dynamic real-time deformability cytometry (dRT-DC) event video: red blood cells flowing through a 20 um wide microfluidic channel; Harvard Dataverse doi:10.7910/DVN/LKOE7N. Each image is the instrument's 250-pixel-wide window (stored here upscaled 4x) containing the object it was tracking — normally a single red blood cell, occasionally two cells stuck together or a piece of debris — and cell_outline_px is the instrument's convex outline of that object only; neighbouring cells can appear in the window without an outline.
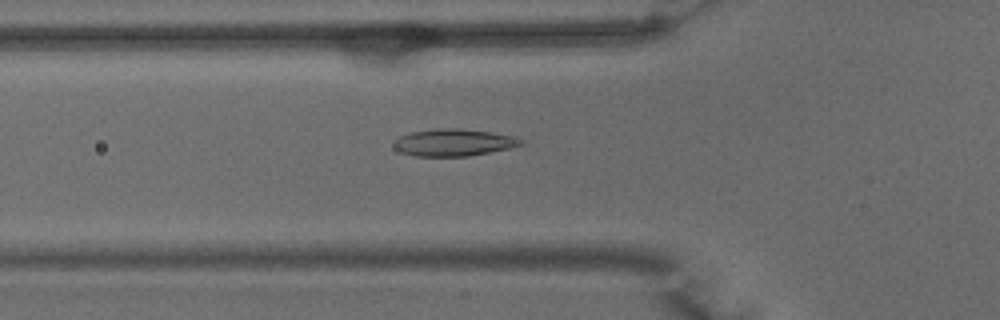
{"species": "common noctule bat (a hibernating species)", "species_latin": "Nyctalus noctula", "temperature_condition": "warm", "stored_images_in_passage": 51, "camera_frame_rate_fps": 3000, "um_per_image_px": 0.085, "animal": {"sex": "male", "body_mass_g": 15.6}, "frame": {"image": 1, "passage_image": 17, "time_ms": 5.333, "image_size_px": [1000, 320], "cell_outline_px": [[524, 144], [508, 148], [468, 156], [416, 156], [400, 152], [392, 144], [392, 140], [400, 136], [412, 132], [444, 128], [456, 128], [488, 132], [512, 136], [524, 140]], "centroid_in_image_um": [38.52, 12.12], "position_along_channel_um": 87.3, "area_um2": 19.77}}
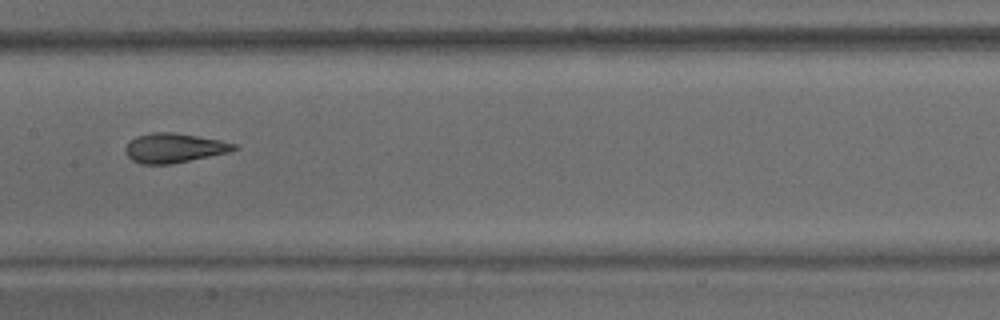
{"frame": {"image": 2, "passage_image": 25, "time_ms": 8.0, "image_size_px": [1000, 320], "cell_outline_px": [[240, 148], [228, 152], [172, 164], [140, 164], [132, 160], [128, 156], [124, 148], [136, 136], [152, 132], [176, 132], [220, 140], [236, 144]], "centroid_in_image_um": [14.8, 12.57], "position_along_channel_um": 192.6, "area_um2": 18.61}}
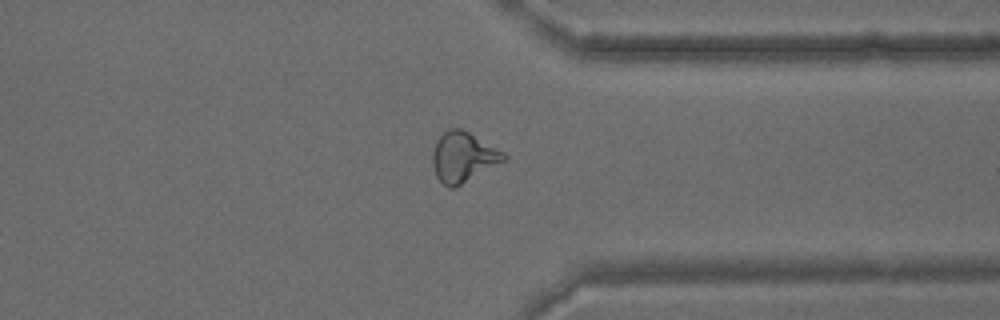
{"frame": {"image": 3, "passage_image": 39, "time_ms": 12.667, "image_size_px": [1000, 320], "cell_outline_px": [[508, 156], [504, 160], [456, 188], [448, 188], [436, 176], [432, 164], [432, 152], [436, 140], [448, 128], [460, 128], [468, 132], [504, 152]], "centroid_in_image_um": [39.33, 13.36], "position_along_channel_um": 372.1, "area_um2": 20.63}, "authors_computed_cell_mechanics": {"area_um2": 20.23, "velocity_mm_per_s": 3.9114, "shape_relaxation_time_tau1_ms": 10.3727, "shape_relaxation_time_tau2_ms": 1.4639, "deformation_change_tau1": 0.2969, "deformation_change_tau2": 0.0812}}